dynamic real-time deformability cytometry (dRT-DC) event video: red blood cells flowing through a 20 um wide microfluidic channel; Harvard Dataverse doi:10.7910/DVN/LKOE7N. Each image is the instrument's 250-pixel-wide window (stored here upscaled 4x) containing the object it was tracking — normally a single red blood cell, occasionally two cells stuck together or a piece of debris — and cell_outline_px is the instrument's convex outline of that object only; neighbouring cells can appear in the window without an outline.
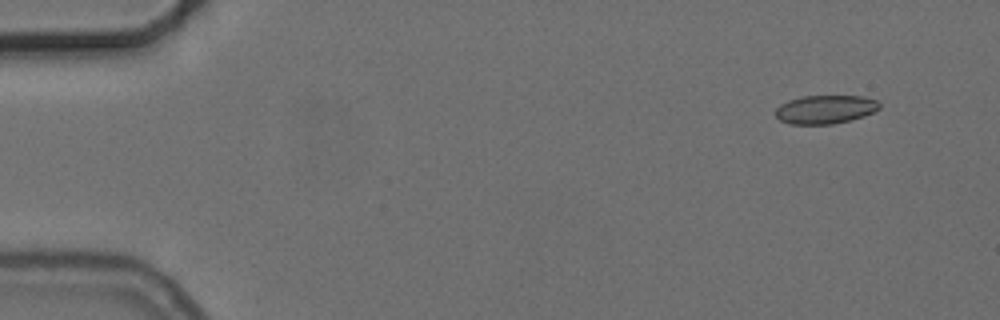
{"species": "common noctule bat (a hibernating species)", "species_latin": "Nyctalus noctula", "temperature_condition": "cold", "stored_images_in_passage": 13, "camera_frame_rate_fps": 3000, "um_per_image_px": 0.085, "animal": {"sex": "female", "body_mass_g": 24.6, "forearm_length_mm": 56.2}, "frame": {"image": 1, "passage_image": 2, "time_ms": 0.333, "image_size_px": [1000, 320], "cell_outline_px": [[880, 108], [864, 116], [832, 124], [788, 124], [780, 120], [776, 116], [776, 108], [780, 104], [788, 100], [800, 96], [860, 96], [876, 100], [880, 104]], "centroid_in_image_um": [70.11, 9.29], "position_along_channel_um": 14.9, "area_um2": 17.22}}
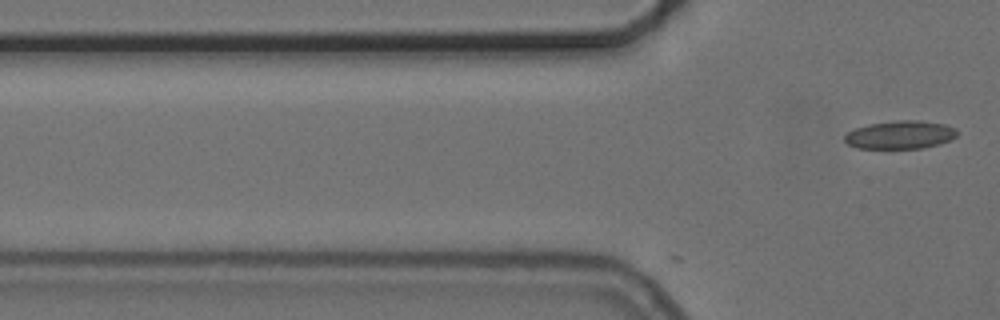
{"frame": {"image": 2, "passage_image": 13, "time_ms": 4.0, "image_size_px": [1000, 320], "cell_outline_px": [[956, 136], [952, 140], [940, 144], [920, 148], [856, 148], [848, 144], [844, 140], [844, 136], [848, 132], [856, 128], [868, 124], [896, 120], [920, 120], [944, 124], [956, 128]], "centroid_in_image_um": [76.53, 11.45], "position_along_channel_um": 49.3, "area_um2": 18.5}}